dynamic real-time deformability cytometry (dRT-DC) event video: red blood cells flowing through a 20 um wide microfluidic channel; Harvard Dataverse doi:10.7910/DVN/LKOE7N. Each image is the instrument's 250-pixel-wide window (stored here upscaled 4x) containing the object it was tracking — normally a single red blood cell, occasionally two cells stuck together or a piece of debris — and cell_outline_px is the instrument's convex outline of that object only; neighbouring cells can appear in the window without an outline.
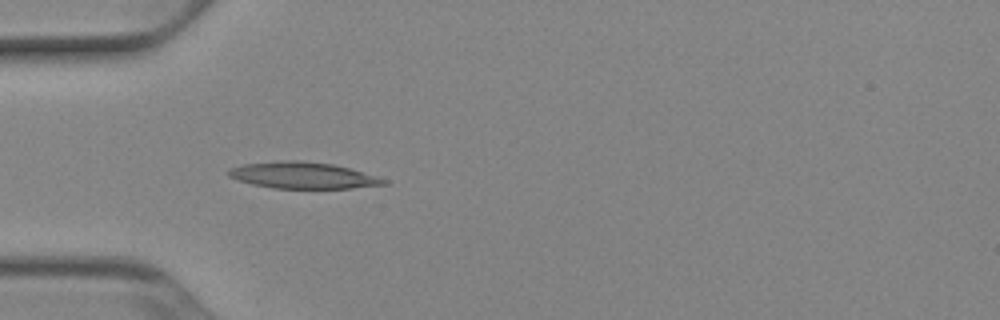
{"species": "Egyptian fruit bat (a non-hibernating species)", "species_latin": "Rousettus aegyptiacus", "temperature_condition": "cold", "stored_images_in_passage": 33, "camera_frame_rate_fps": 3000, "um_per_image_px": 0.085, "animal": {"sex": "female"}, "frame": {"image": 1, "passage_image": 1, "time_ms": 0.0, "image_size_px": [1000, 320], "cell_outline_px": [[388, 184], [352, 188], [272, 188], [252, 184], [228, 176], [228, 168], [244, 164], [292, 160], [332, 164], [348, 168], [376, 176], [388, 180]], "centroid_in_image_um": [25.75, 14.91], "position_along_channel_um": 59.3, "area_um2": 23.52}}
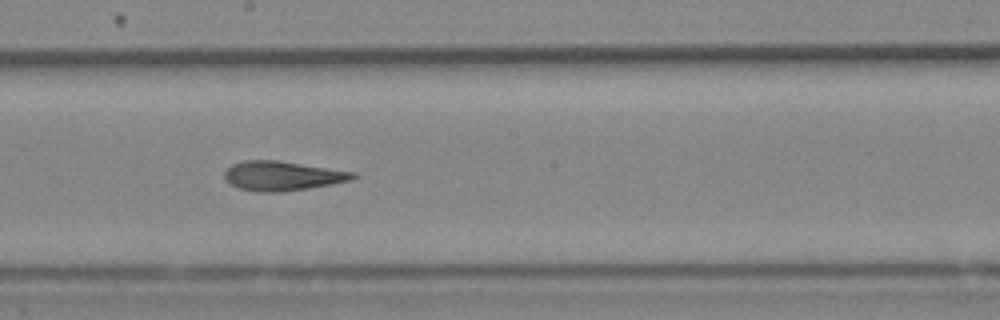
{"frame": {"image": 2, "passage_image": 14, "time_ms": 4.333, "image_size_px": [1000, 320], "cell_outline_px": [[356, 176], [352, 180], [332, 184], [284, 192], [260, 192], [240, 188], [224, 180], [224, 172], [232, 164], [244, 160], [276, 160], [356, 172]], "centroid_in_image_um": [24.0, 14.95], "position_along_channel_um": 224.2, "area_um2": 21.96}}
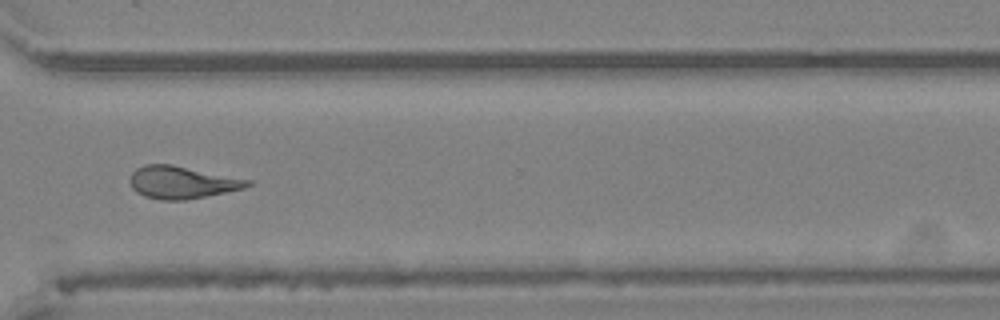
{"frame": {"image": 3, "passage_image": 24, "time_ms": 7.667, "image_size_px": [1000, 320], "cell_outline_px": [[252, 184], [244, 188], [184, 200], [160, 200], [144, 196], [136, 192], [132, 188], [128, 180], [132, 172], [136, 168], [144, 164], [172, 164], [252, 180]], "centroid_in_image_um": [15.42, 15.49], "position_along_channel_um": 355.2, "area_um2": 22.25}, "authors_computed_cell_mechanics": {"area_um2": 22.1952, "velocity_mm_per_s": 3.9099, "shape_relaxation_time_tau1_ms": null, "shape_relaxation_time_tau2_ms": 2.7317, "deformation_change_tau1": null, "deformation_change_tau2": 0.1253}}